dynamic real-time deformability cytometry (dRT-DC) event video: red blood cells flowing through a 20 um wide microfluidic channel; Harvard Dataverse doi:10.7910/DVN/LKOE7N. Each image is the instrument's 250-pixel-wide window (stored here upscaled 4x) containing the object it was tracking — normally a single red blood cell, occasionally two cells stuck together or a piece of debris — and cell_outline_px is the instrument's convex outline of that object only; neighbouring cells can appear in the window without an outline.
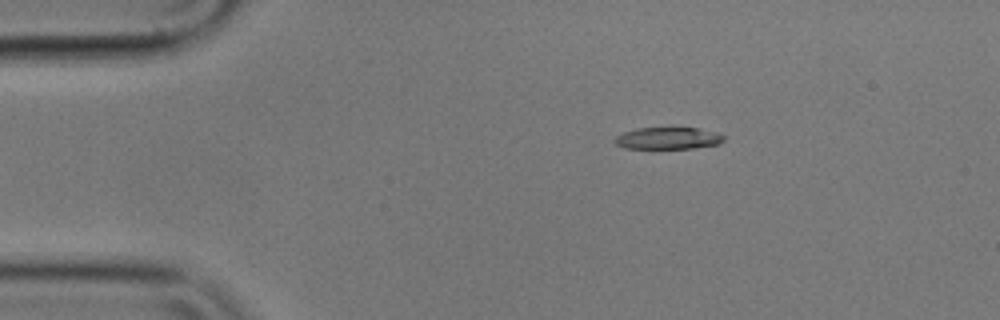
{"species": "common noctule bat (a hibernating species)", "species_latin": "Nyctalus noctula", "temperature_condition": "cold", "stored_images_in_passage": 47, "camera_frame_rate_fps": 3000, "um_per_image_px": 0.085, "animal": {"sex": "male", "body_mass_g": 17.9}, "frame": {"image": 1, "passage_image": 1, "time_ms": 0.0, "image_size_px": [1000, 320], "cell_outline_px": [[724, 140], [720, 144], [692, 148], [624, 148], [616, 144], [612, 140], [616, 136], [624, 132], [636, 128], [672, 124], [696, 128], [716, 132], [724, 136]], "centroid_in_image_um": [56.77, 11.69], "position_along_channel_um": 28.2, "area_um2": 14.74}}
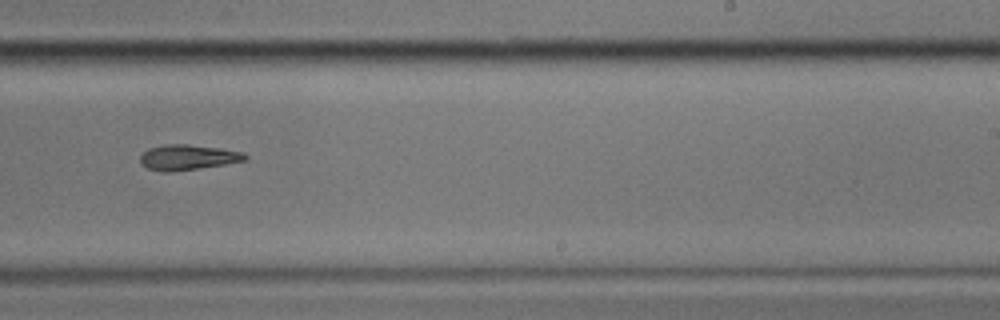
{"frame": {"image": 2, "passage_image": 26, "time_ms": 8.333, "image_size_px": [1000, 320], "cell_outline_px": [[248, 160], [224, 164], [168, 172], [164, 172], [148, 168], [140, 164], [140, 156], [148, 148], [164, 144], [188, 144], [220, 148], [244, 152], [248, 156]], "centroid_in_image_um": [15.96, 13.36], "position_along_channel_um": 273.0, "area_um2": 15.43}}
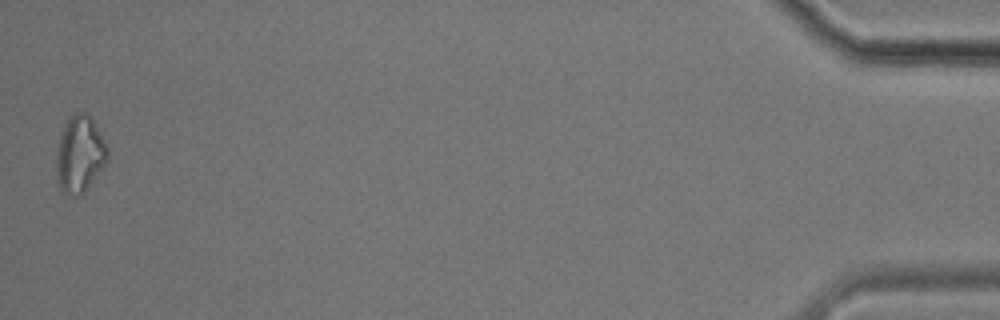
{"frame": {"image": 3, "passage_image": 47, "time_ms": 15.333, "image_size_px": [1000, 320], "cell_outline_px": [[108, 160], [104, 168], [88, 188], [80, 196], [72, 200], [60, 192], [56, 184], [56, 144], [60, 132], [68, 116], [76, 112], [84, 112], [92, 116], [108, 148]], "centroid_in_image_um": [6.74, 13.16], "position_along_channel_um": 428.5, "area_um2": 24.22}, "authors_computed_cell_mechanics": {"area_um2": 15.4326, "velocity_mm_per_s": 3.5351, "shape_relaxation_time_tau1_ms": 4.8479, "shape_relaxation_time_tau2_ms": null, "deformation_change_tau1": 0.1511, "deformation_change_tau2": null}}